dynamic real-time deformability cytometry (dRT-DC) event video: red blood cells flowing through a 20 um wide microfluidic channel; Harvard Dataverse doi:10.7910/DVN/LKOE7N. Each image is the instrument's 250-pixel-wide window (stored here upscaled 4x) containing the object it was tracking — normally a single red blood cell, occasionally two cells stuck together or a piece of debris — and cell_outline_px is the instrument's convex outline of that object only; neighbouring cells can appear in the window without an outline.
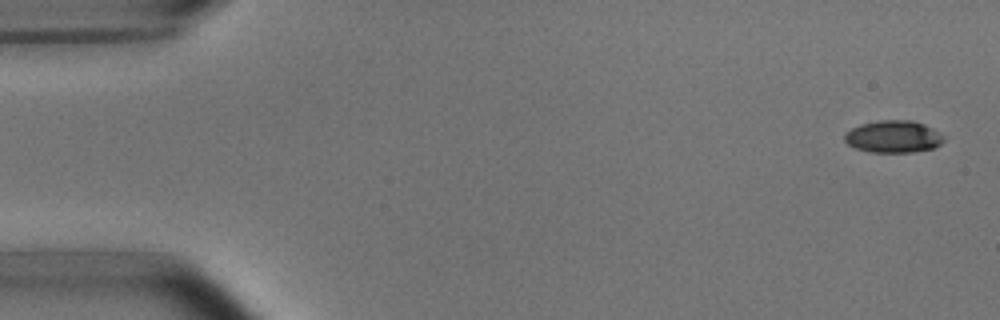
{"species": "common noctule bat (a hibernating species)", "species_latin": "Nyctalus noctula", "temperature_condition": "room temperature", "stored_images_in_passage": 5, "camera_frame_rate_fps": 3000, "um_per_image_px": 0.085, "animal": {"sex": "male", "body_mass_g": 15.6}, "frame": {"image": 1, "passage_image": 1, "time_ms": 0.0, "image_size_px": [1000, 320], "cell_outline_px": [[944, 140], [940, 144], [932, 148], [912, 152], [872, 152], [856, 148], [848, 144], [844, 140], [844, 132], [860, 124], [880, 120], [912, 120], [924, 124], [940, 132], [944, 136]], "centroid_in_image_um": [75.93, 11.6], "position_along_channel_um": 9.1, "area_um2": 18.61}}
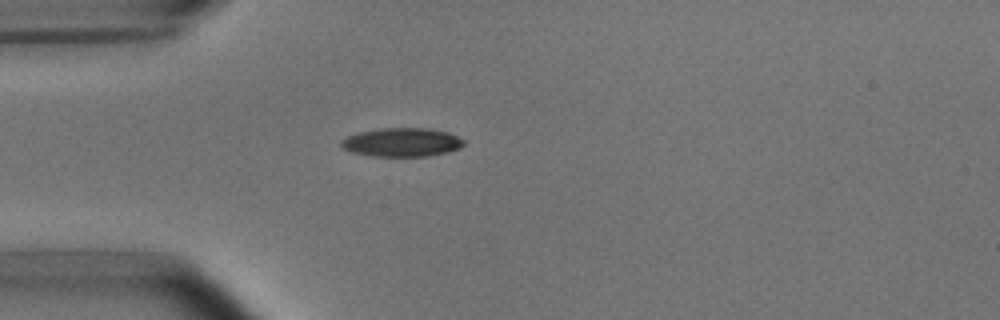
{"frame": {"image": 2, "passage_image": 4, "time_ms": 4.333, "image_size_px": [1000, 320], "cell_outline_px": [[464, 144], [460, 148], [448, 152], [428, 156], [368, 156], [352, 152], [344, 148], [340, 144], [340, 140], [348, 136], [360, 132], [380, 128], [428, 128], [448, 132], [464, 140]], "centroid_in_image_um": [34.16, 12.09], "position_along_channel_um": 50.8, "area_um2": 20.52}}